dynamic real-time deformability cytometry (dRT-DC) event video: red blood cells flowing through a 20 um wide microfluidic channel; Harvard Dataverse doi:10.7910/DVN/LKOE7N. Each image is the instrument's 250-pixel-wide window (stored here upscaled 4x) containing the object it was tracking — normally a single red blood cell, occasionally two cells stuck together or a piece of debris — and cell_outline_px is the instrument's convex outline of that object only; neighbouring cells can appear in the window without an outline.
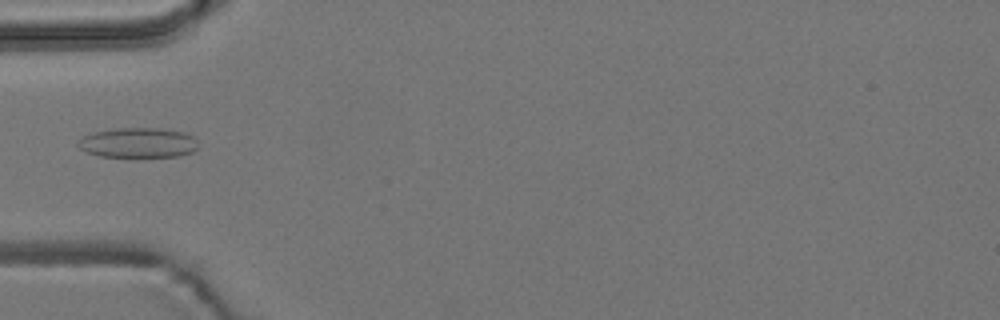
{"species": "common noctule bat (a hibernating species)", "species_latin": "Nyctalus noctula", "temperature_condition": "room temperature", "stored_images_in_passage": 4, "camera_frame_rate_fps": 3000, "um_per_image_px": 0.085, "animal": {"sex": "male", "body_mass_g": 19.2, "forearm_length_mm": 51.8}, "frame": {"image": 1, "passage_image": 1, "time_ms": 0.0, "image_size_px": [1000, 320], "cell_outline_px": [[196, 148], [192, 152], [180, 156], [100, 156], [88, 152], [80, 148], [76, 144], [84, 136], [92, 132], [116, 128], [156, 128], [184, 132], [192, 136], [196, 140]], "centroid_in_image_um": [11.73, 12.12], "position_along_channel_um": 73.3, "area_um2": 20.69}}
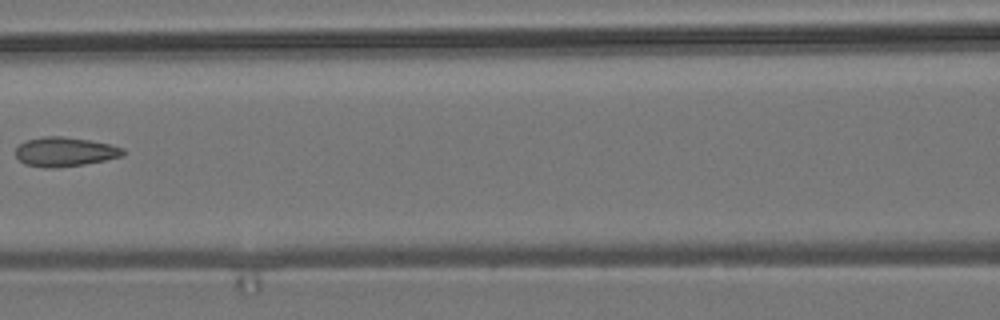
{"frame": {"image": 2, "passage_image": 3, "time_ms": 2.333, "image_size_px": [1000, 320], "cell_outline_px": [[124, 156], [84, 164], [52, 168], [44, 168], [24, 164], [16, 156], [16, 148], [24, 140], [44, 136], [60, 136], [88, 140], [112, 144], [124, 148]], "centroid_in_image_um": [5.5, 12.9], "position_along_channel_um": 161.1, "area_um2": 18.38}}
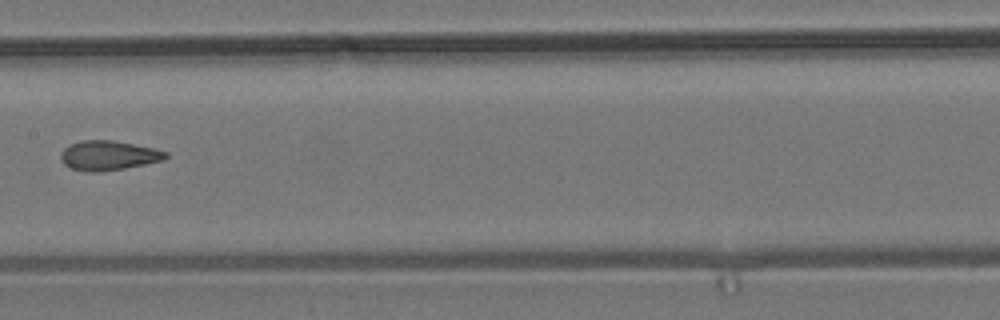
{"frame": {"image": 3, "passage_image": 4, "time_ms": 3.333, "image_size_px": [1000, 320], "cell_outline_px": [[168, 156], [164, 160], [124, 168], [100, 172], [84, 172], [72, 168], [64, 164], [60, 160], [60, 152], [64, 148], [80, 140], [112, 140], [156, 148], [168, 152]], "centroid_in_image_um": [9.21, 13.21], "position_along_channel_um": 198.2, "area_um2": 18.21}}